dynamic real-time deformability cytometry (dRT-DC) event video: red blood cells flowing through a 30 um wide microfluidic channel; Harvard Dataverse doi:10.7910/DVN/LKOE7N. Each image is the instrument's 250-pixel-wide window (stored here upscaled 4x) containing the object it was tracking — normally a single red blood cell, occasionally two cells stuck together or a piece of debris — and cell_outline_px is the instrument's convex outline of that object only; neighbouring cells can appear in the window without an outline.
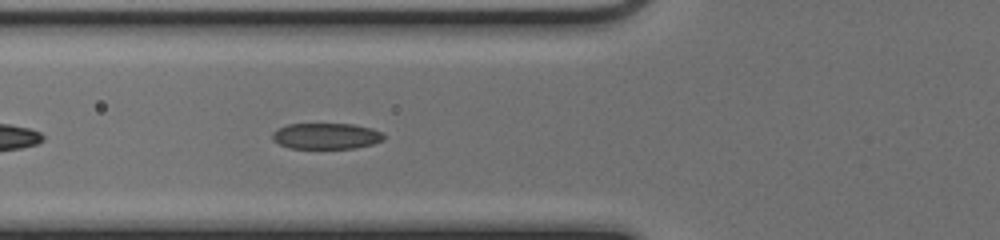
{"species": "common noctule bat (a hibernating species)", "species_latin": "Nyctalus noctula", "temperature_condition": "cold", "stored_images_in_passage": 36, "camera_frame_rate_fps": 3000, "um_per_image_px": 0.085, "animal": {"sex": "female", "body_mass_g": 17.0, "forearm_length_mm": 48.0}, "frame": {"image": 1, "passage_image": 6, "time_ms": 1.667, "image_size_px": [1000, 240], "cell_outline_px": [[384, 140], [372, 144], [356, 148], [288, 148], [272, 140], [272, 132], [276, 128], [288, 124], [352, 124], [372, 128], [380, 132], [384, 136]], "centroid_in_image_um": [27.69, 11.56], "position_along_channel_um": 98.1, "area_um2": 16.94}}
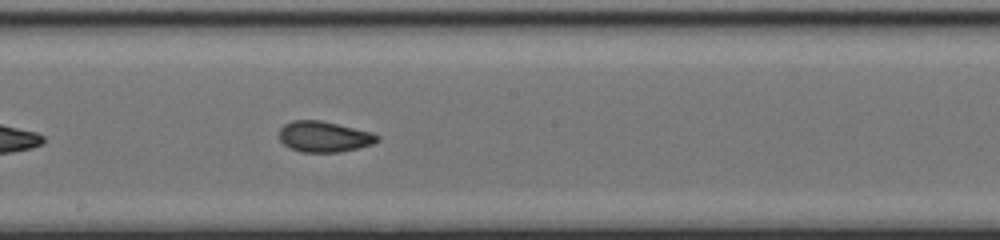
{"frame": {"image": 2, "passage_image": 15, "time_ms": 4.667, "image_size_px": [1000, 240], "cell_outline_px": [[380, 140], [372, 144], [340, 152], [300, 152], [288, 148], [280, 140], [280, 128], [284, 124], [292, 120], [320, 120], [372, 132], [380, 136]], "centroid_in_image_um": [27.53, 11.62], "position_along_channel_um": 220.7, "area_um2": 17.63}}
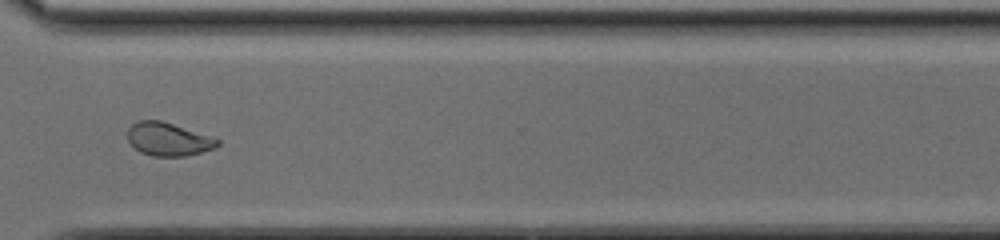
{"frame": {"image": 3, "passage_image": 25, "time_ms": 8.0, "image_size_px": [1000, 240], "cell_outline_px": [[220, 144], [212, 148], [200, 152], [184, 156], [152, 156], [140, 152], [128, 140], [128, 128], [132, 124], [140, 120], [160, 120], [212, 136], [220, 140]], "centroid_in_image_um": [14.3, 11.82], "position_along_channel_um": 356.3, "area_um2": 17.22}, "authors_computed_cell_mechanics": {"area_um2": 17.918, "velocity_mm_per_s": 4.0723, "shape_relaxation_time_tau1_ms": 3.4575, "shape_relaxation_time_tau2_ms": 1.3635, "deformation_change_tau1": 0.1462, "deformation_change_tau2": 0.0743}}